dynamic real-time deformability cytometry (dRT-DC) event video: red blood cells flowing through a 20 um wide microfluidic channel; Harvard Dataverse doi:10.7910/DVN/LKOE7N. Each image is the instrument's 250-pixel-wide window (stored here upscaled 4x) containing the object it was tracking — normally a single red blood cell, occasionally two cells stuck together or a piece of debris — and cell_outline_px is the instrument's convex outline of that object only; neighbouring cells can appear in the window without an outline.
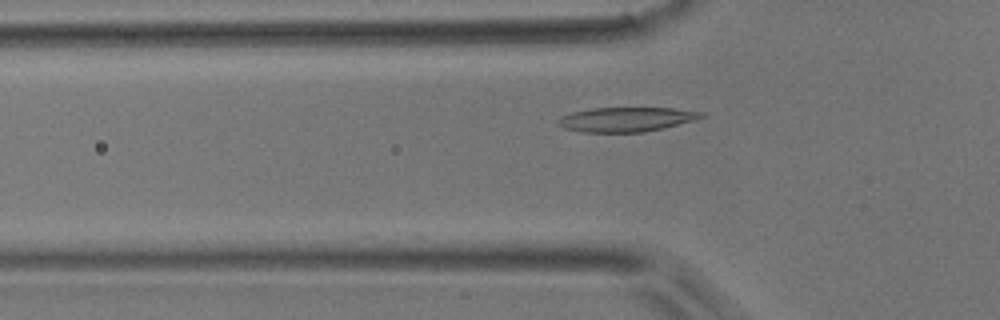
{"species": "common noctule bat (a hibernating species)", "species_latin": "Nyctalus noctula", "temperature_condition": "room temperature", "stored_images_in_passage": 46, "camera_frame_rate_fps": 3000, "um_per_image_px": 0.085, "animal": {"sex": "male", "body_mass_g": 17.9}, "frame": {"image": 1, "passage_image": 11, "time_ms": 3.333, "image_size_px": [1000, 320], "cell_outline_px": [[708, 116], [696, 120], [664, 128], [644, 132], [580, 132], [564, 128], [556, 124], [556, 120], [560, 116], [572, 112], [592, 108], [672, 108], [704, 112]], "centroid_in_image_um": [53.24, 10.15], "position_along_channel_um": 72.6, "area_um2": 20.69}}
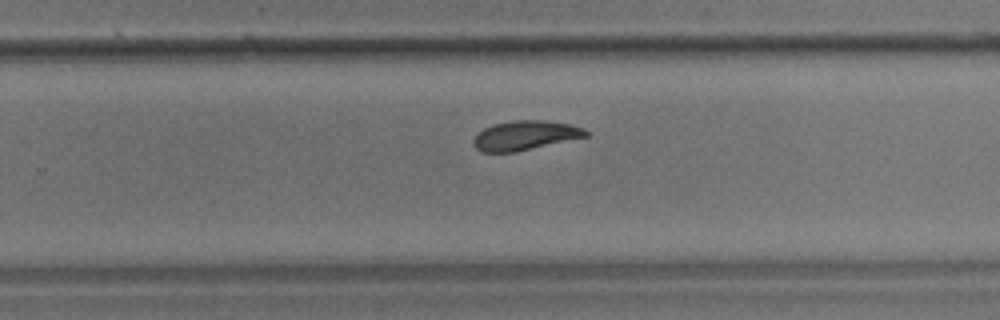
{"frame": {"image": 2, "passage_image": 27, "time_ms": 8.667, "image_size_px": [1000, 320], "cell_outline_px": [[588, 136], [512, 152], [480, 152], [472, 144], [472, 140], [484, 128], [492, 124], [512, 120], [544, 120], [572, 124], [584, 128], [588, 132]], "centroid_in_image_um": [44.62, 11.49], "position_along_channel_um": 285.2, "area_um2": 19.13}}
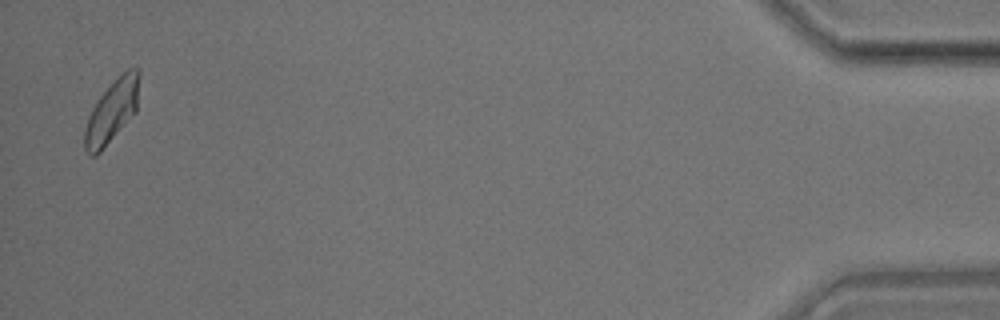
{"frame": {"image": 3, "passage_image": 44, "time_ms": 14.333, "image_size_px": [1000, 320], "cell_outline_px": [[140, 72], [136, 112], [100, 152], [96, 156], [88, 156], [84, 148], [84, 128], [88, 116], [92, 108], [100, 96], [128, 68], [140, 68]], "centroid_in_image_um": [9.5, 9.5], "position_along_channel_um": 425.7, "area_um2": 19.71}}